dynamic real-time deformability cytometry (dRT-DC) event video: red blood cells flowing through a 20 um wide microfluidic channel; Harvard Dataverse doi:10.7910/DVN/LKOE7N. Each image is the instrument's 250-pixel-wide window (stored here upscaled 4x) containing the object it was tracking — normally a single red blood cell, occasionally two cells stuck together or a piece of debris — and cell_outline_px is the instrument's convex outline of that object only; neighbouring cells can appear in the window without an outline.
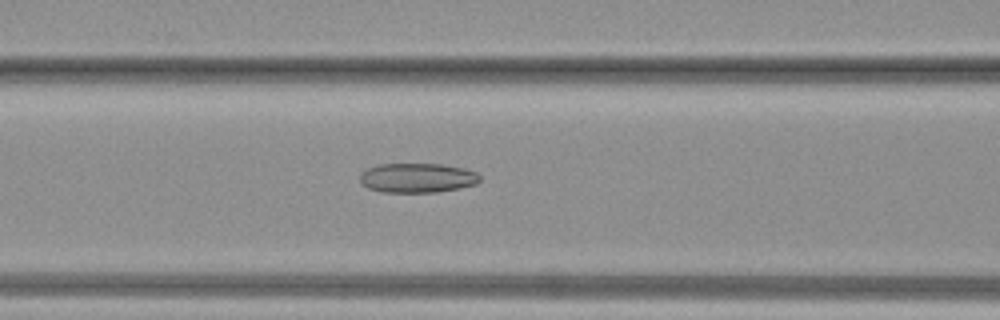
{"species": "common noctule bat (a hibernating species)", "species_latin": "Nyctalus noctula", "temperature_condition": "warm", "stored_images_in_passage": 35, "camera_frame_rate_fps": 3000, "um_per_image_px": 0.085, "animal": {"sex": "female", "body_mass_g": 19.3, "forearm_length_mm": 54.1}, "frame": {"image": 1, "passage_image": 12, "time_ms": 3.667, "image_size_px": [1000, 320], "cell_outline_px": [[480, 180], [476, 184], [460, 188], [436, 192], [384, 192], [368, 188], [360, 184], [360, 172], [368, 168], [380, 164], [440, 164], [464, 168], [476, 172], [480, 176]], "centroid_in_image_um": [35.46, 15.12], "position_along_channel_um": 131.1, "area_um2": 20.69}}
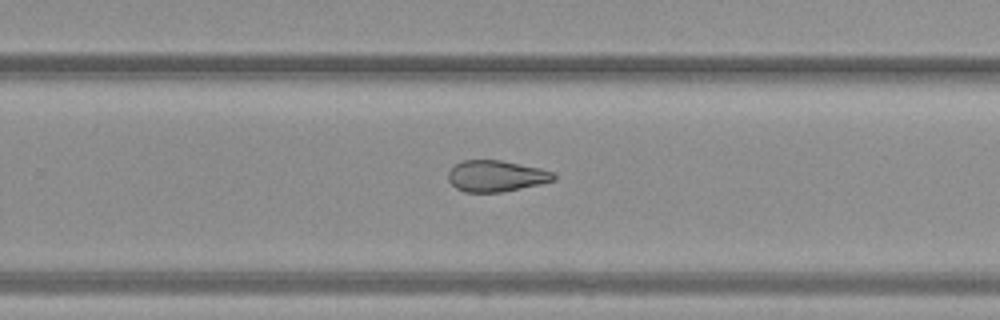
{"frame": {"image": 2, "passage_image": 21, "time_ms": 6.667, "image_size_px": [1000, 320], "cell_outline_px": [[556, 180], [540, 184], [500, 192], [464, 192], [456, 188], [448, 180], [448, 172], [460, 160], [500, 160], [540, 168], [556, 172]], "centroid_in_image_um": [42.18, 14.96], "position_along_channel_um": 287.6, "area_um2": 19.25}}
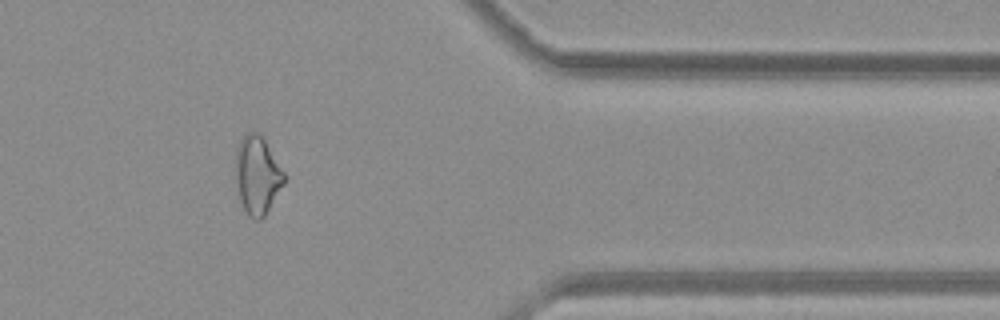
{"frame": {"image": 3, "passage_image": 28, "time_ms": 9.0, "image_size_px": [1000, 320], "cell_outline_px": [[284, 184], [264, 216], [260, 220], [252, 220], [248, 216], [240, 200], [236, 188], [236, 148], [240, 140], [248, 132], [260, 132], [284, 172]], "centroid_in_image_um": [21.86, 14.89], "position_along_channel_um": 389.5, "area_um2": 22.02}}